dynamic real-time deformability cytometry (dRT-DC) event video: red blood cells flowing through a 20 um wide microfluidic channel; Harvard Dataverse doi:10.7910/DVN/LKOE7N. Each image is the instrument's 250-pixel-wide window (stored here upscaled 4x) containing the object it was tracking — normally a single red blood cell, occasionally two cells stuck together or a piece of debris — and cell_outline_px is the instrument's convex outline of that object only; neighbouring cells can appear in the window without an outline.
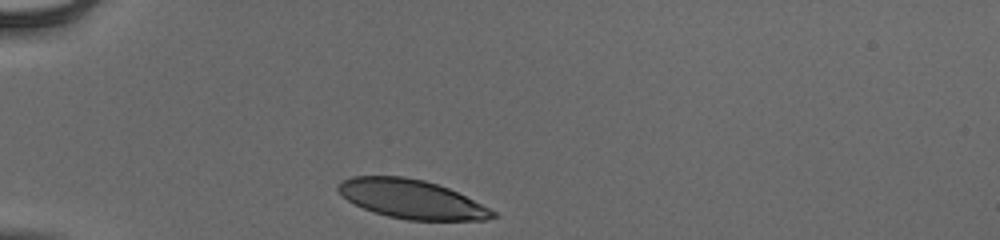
{"species": "human", "species_latin": "Homo sapiens", "temperature_condition": "cold", "stored_images_in_passage": 31, "camera_frame_rate_fps": 3000, "um_per_image_px": 0.085, "donor": {"sex": "male"}, "frame": {"image": 1, "passage_image": 1, "time_ms": 0.0, "image_size_px": [1000, 240], "cell_outline_px": [[500, 216], [484, 220], [408, 220], [388, 216], [372, 212], [348, 200], [336, 188], [336, 184], [352, 176], [404, 176], [424, 180], [448, 188], [496, 212]], "centroid_in_image_um": [34.97, 16.92], "position_along_channel_um": 50.0, "area_um2": 34.68}}
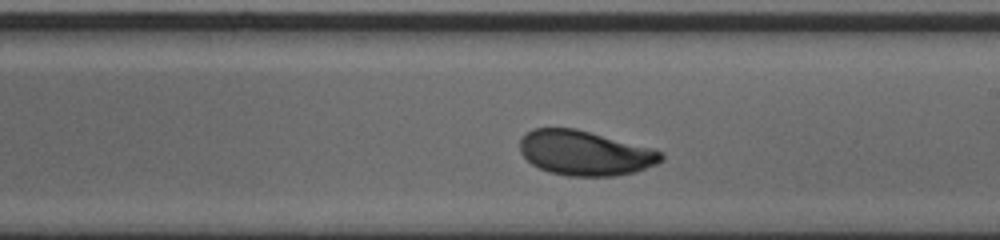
{"frame": {"image": 2, "passage_image": 18, "time_ms": 5.667, "image_size_px": [1000, 240], "cell_outline_px": [[664, 160], [656, 164], [636, 172], [616, 176], [568, 176], [548, 172], [532, 164], [520, 152], [520, 140], [532, 128], [576, 128], [652, 148], [664, 152]], "centroid_in_image_um": [49.75, 13.01], "position_along_channel_um": 239.2, "area_um2": 36.99}}
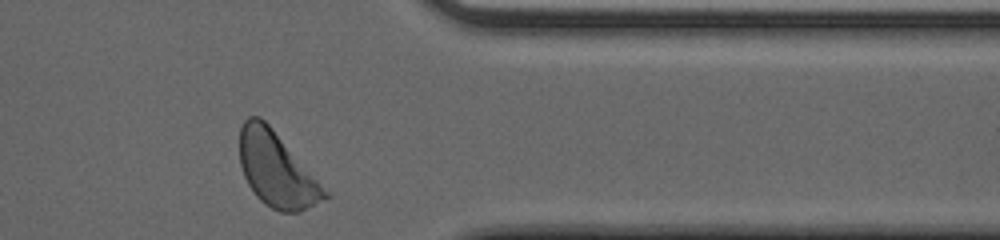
{"frame": {"image": 3, "passage_image": 30, "time_ms": 9.667, "image_size_px": [1000, 240], "cell_outline_px": [[332, 196], [300, 212], [280, 212], [264, 204], [256, 196], [248, 184], [244, 176], [240, 164], [240, 128], [244, 120], [248, 116], [260, 116], [272, 128]], "centroid_in_image_um": [23.5, 14.43], "position_along_channel_um": 387.9, "area_um2": 36.65}, "authors_computed_cell_mechanics": {"area_um2": 36.6452, "velocity_mm_per_s": 3.8821, "shape_relaxation_time_tau1_ms": 2.8161, "shape_relaxation_time_tau2_ms": null, "deformation_change_tau1": 0.1441, "deformation_change_tau2": null}}